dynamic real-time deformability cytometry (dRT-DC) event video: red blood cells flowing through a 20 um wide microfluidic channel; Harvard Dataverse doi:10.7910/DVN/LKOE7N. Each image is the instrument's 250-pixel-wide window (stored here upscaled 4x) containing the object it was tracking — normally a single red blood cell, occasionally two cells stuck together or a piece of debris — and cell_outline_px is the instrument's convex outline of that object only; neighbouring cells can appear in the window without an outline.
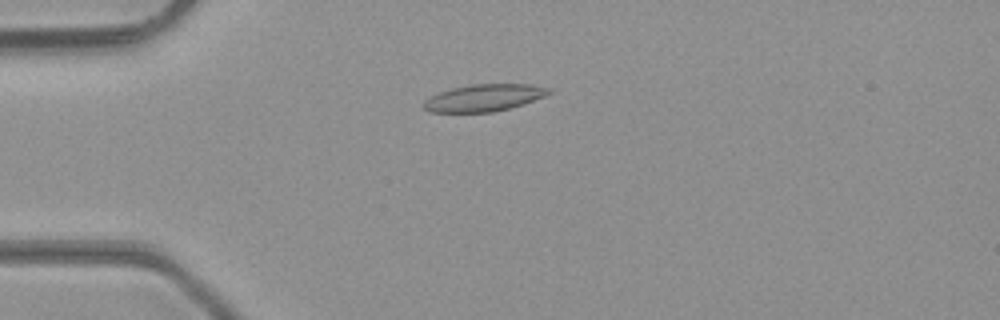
{"species": "common noctule bat (a hibernating species)", "species_latin": "Nyctalus noctula", "temperature_condition": "room temperature", "stored_images_in_passage": 43, "camera_frame_rate_fps": 3000, "um_per_image_px": 0.085, "animal": {"sex": "male", "body_mass_g": 23.1, "forearm_length_mm": 52.7}, "frame": {"image": 1, "passage_image": 8, "time_ms": 2.333, "image_size_px": [1000, 320], "cell_outline_px": [[552, 92], [544, 96], [508, 108], [492, 112], [432, 112], [424, 108], [424, 100], [440, 92], [452, 88], [472, 84], [528, 84], [548, 88]], "centroid_in_image_um": [41.11, 8.3], "position_along_channel_um": 43.9, "area_um2": 19.25}}
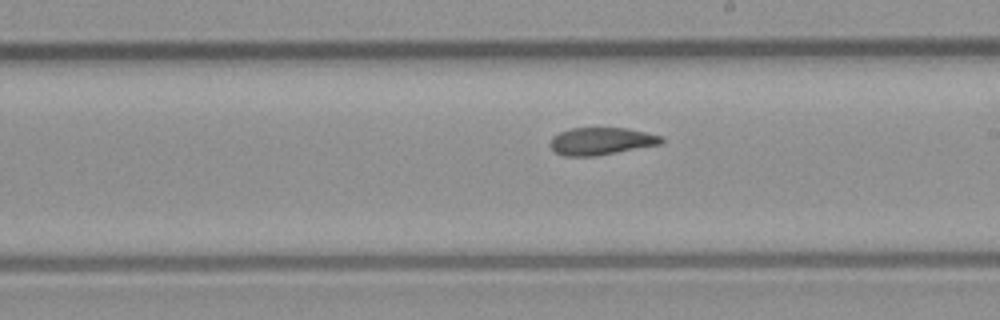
{"frame": {"image": 2, "passage_image": 23, "time_ms": 7.333, "image_size_px": [1000, 320], "cell_outline_px": [[664, 140], [660, 144], [596, 156], [564, 156], [556, 152], [552, 148], [552, 136], [560, 132], [572, 128], [628, 128], [664, 136]], "centroid_in_image_um": [51.14, 11.99], "position_along_channel_um": 237.9, "area_um2": 17.63}}
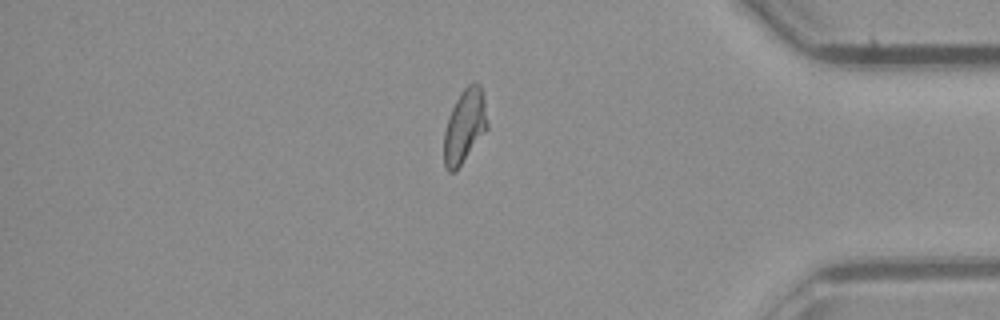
{"frame": {"image": 3, "passage_image": 36, "time_ms": 11.667, "image_size_px": [1000, 320], "cell_outline_px": [[488, 128], [456, 172], [448, 172], [444, 168], [444, 132], [448, 116], [456, 100], [464, 88], [468, 84], [480, 84], [484, 92], [488, 124]], "centroid_in_image_um": [39.5, 10.74], "position_along_channel_um": 395.7, "area_um2": 18.84}, "authors_computed_cell_mechanics": {"area_um2": 18.8428, "velocity_mm_per_s": 4.348, "shape_relaxation_time_tau1_ms": 9.2784, "shape_relaxation_time_tau2_ms": 2.8747, "deformation_change_tau1": 0.2185, "deformation_change_tau2": 0.0932}}